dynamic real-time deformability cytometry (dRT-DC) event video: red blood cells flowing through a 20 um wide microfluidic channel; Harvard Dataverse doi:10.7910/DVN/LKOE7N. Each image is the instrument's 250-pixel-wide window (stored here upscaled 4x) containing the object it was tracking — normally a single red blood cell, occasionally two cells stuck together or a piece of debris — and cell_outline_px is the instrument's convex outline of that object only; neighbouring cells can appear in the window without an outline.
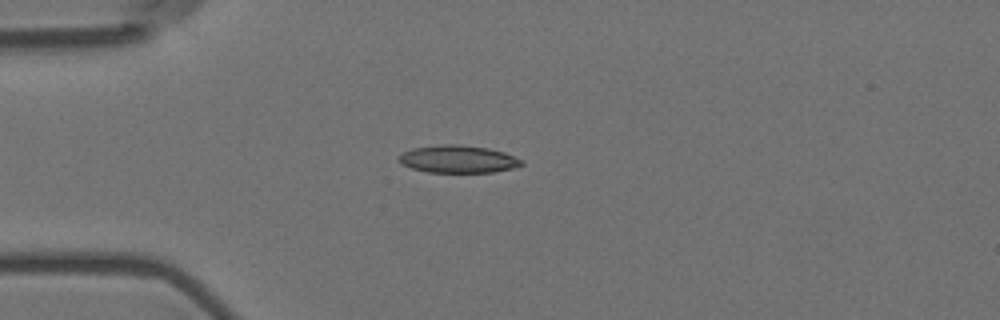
{"species": "Egyptian fruit bat (a non-hibernating species)", "species_latin": "Rousettus aegyptiacus", "temperature_condition": "room temperature", "stored_images_in_passage": 43, "camera_frame_rate_fps": 3000, "um_per_image_px": 0.085, "animal": {"sex": "female"}, "frame": {"image": 1, "passage_image": 1, "time_ms": 0.0, "image_size_px": [1000, 320], "cell_outline_px": [[524, 164], [516, 168], [492, 172], [428, 172], [412, 168], [400, 164], [396, 160], [396, 156], [412, 148], [440, 144], [460, 144], [488, 148], [504, 152], [524, 160]], "centroid_in_image_um": [38.92, 13.52], "position_along_channel_um": 46.1, "area_um2": 20.0}}
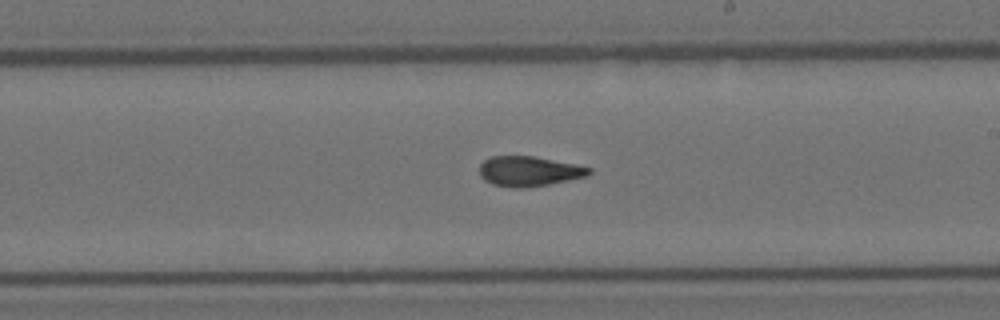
{"frame": {"image": 2, "passage_image": 19, "time_ms": 6.0, "image_size_px": [1000, 320], "cell_outline_px": [[592, 172], [588, 176], [548, 184], [524, 188], [512, 188], [492, 184], [484, 180], [480, 176], [480, 164], [484, 160], [492, 156], [536, 156], [576, 164], [592, 168]], "centroid_in_image_um": [44.97, 14.55], "position_along_channel_um": 244.0, "area_um2": 19.31}}
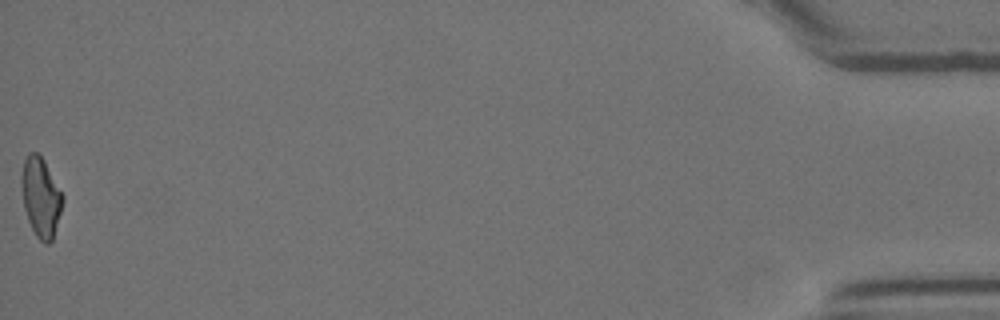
{"frame": {"image": 3, "passage_image": 43, "time_ms": 14.0, "image_size_px": [1000, 320], "cell_outline_px": [[64, 200], [52, 240], [48, 244], [44, 244], [36, 236], [28, 220], [24, 208], [20, 184], [20, 176], [24, 160], [28, 152], [36, 152], [44, 160], [64, 196]], "centroid_in_image_um": [3.45, 16.74], "position_along_channel_um": 431.7, "area_um2": 19.13}, "authors_computed_cell_mechanics": {"area_um2": 19.2474, "velocity_mm_per_s": 3.5804, "shape_relaxation_time_tau1_ms": null, "shape_relaxation_time_tau2_ms": 3.0954, "deformation_change_tau1": null, "deformation_change_tau2": 0.1049}}